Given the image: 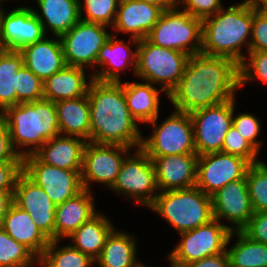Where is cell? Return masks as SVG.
<instances>
[{"instance_id":"1","label":"cell","mask_w":267,"mask_h":267,"mask_svg":"<svg viewBox=\"0 0 267 267\" xmlns=\"http://www.w3.org/2000/svg\"><path fill=\"white\" fill-rule=\"evenodd\" d=\"M239 65L228 57L203 53L189 57L177 86L168 95L175 111L192 113L235 98Z\"/></svg>"},{"instance_id":"2","label":"cell","mask_w":267,"mask_h":267,"mask_svg":"<svg viewBox=\"0 0 267 267\" xmlns=\"http://www.w3.org/2000/svg\"><path fill=\"white\" fill-rule=\"evenodd\" d=\"M87 97L90 106V142L141 148L143 136L138 122L127 107L122 82L92 80Z\"/></svg>"},{"instance_id":"3","label":"cell","mask_w":267,"mask_h":267,"mask_svg":"<svg viewBox=\"0 0 267 267\" xmlns=\"http://www.w3.org/2000/svg\"><path fill=\"white\" fill-rule=\"evenodd\" d=\"M252 24L253 6L237 3L225 10L223 7L202 20L201 53L228 57L239 65L247 59L241 49L246 44L249 52Z\"/></svg>"},{"instance_id":"4","label":"cell","mask_w":267,"mask_h":267,"mask_svg":"<svg viewBox=\"0 0 267 267\" xmlns=\"http://www.w3.org/2000/svg\"><path fill=\"white\" fill-rule=\"evenodd\" d=\"M0 115L9 130L11 146L21 159L34 154L48 140L60 135L56 107L52 101L42 99L19 103L6 108ZM18 146H29L30 150H17Z\"/></svg>"},{"instance_id":"5","label":"cell","mask_w":267,"mask_h":267,"mask_svg":"<svg viewBox=\"0 0 267 267\" xmlns=\"http://www.w3.org/2000/svg\"><path fill=\"white\" fill-rule=\"evenodd\" d=\"M149 208L165 218L179 233L214 219L211 196L197 186L159 192Z\"/></svg>"},{"instance_id":"6","label":"cell","mask_w":267,"mask_h":267,"mask_svg":"<svg viewBox=\"0 0 267 267\" xmlns=\"http://www.w3.org/2000/svg\"><path fill=\"white\" fill-rule=\"evenodd\" d=\"M189 55L176 49L161 47L139 40L137 46L136 76L153 83H161V89L168 96L184 74Z\"/></svg>"},{"instance_id":"7","label":"cell","mask_w":267,"mask_h":267,"mask_svg":"<svg viewBox=\"0 0 267 267\" xmlns=\"http://www.w3.org/2000/svg\"><path fill=\"white\" fill-rule=\"evenodd\" d=\"M177 7L163 11L145 39L189 56L199 54L202 49V19L184 10L180 11Z\"/></svg>"},{"instance_id":"8","label":"cell","mask_w":267,"mask_h":267,"mask_svg":"<svg viewBox=\"0 0 267 267\" xmlns=\"http://www.w3.org/2000/svg\"><path fill=\"white\" fill-rule=\"evenodd\" d=\"M158 118L148 123L154 125L153 134L149 138H142L141 149L149 157L197 154L189 113L174 110L161 125H157Z\"/></svg>"},{"instance_id":"9","label":"cell","mask_w":267,"mask_h":267,"mask_svg":"<svg viewBox=\"0 0 267 267\" xmlns=\"http://www.w3.org/2000/svg\"><path fill=\"white\" fill-rule=\"evenodd\" d=\"M232 236V226L213 219L193 230L180 233L181 241L168 254V259L187 266L205 257L224 253Z\"/></svg>"},{"instance_id":"10","label":"cell","mask_w":267,"mask_h":267,"mask_svg":"<svg viewBox=\"0 0 267 267\" xmlns=\"http://www.w3.org/2000/svg\"><path fill=\"white\" fill-rule=\"evenodd\" d=\"M122 162L112 190L130 197L138 204L150 207L158 195L153 160L141 149H135Z\"/></svg>"},{"instance_id":"11","label":"cell","mask_w":267,"mask_h":267,"mask_svg":"<svg viewBox=\"0 0 267 267\" xmlns=\"http://www.w3.org/2000/svg\"><path fill=\"white\" fill-rule=\"evenodd\" d=\"M198 156L222 152L225 136L232 126L233 99L190 113Z\"/></svg>"},{"instance_id":"12","label":"cell","mask_w":267,"mask_h":267,"mask_svg":"<svg viewBox=\"0 0 267 267\" xmlns=\"http://www.w3.org/2000/svg\"><path fill=\"white\" fill-rule=\"evenodd\" d=\"M22 171L45 191L56 206L83 190L81 171L47 165L34 154L22 159Z\"/></svg>"},{"instance_id":"13","label":"cell","mask_w":267,"mask_h":267,"mask_svg":"<svg viewBox=\"0 0 267 267\" xmlns=\"http://www.w3.org/2000/svg\"><path fill=\"white\" fill-rule=\"evenodd\" d=\"M108 26L80 20L60 36L66 65L84 68L93 65L100 49L111 35Z\"/></svg>"},{"instance_id":"14","label":"cell","mask_w":267,"mask_h":267,"mask_svg":"<svg viewBox=\"0 0 267 267\" xmlns=\"http://www.w3.org/2000/svg\"><path fill=\"white\" fill-rule=\"evenodd\" d=\"M130 147L87 142L83 151L81 182L90 190L91 182H101L111 190Z\"/></svg>"},{"instance_id":"15","label":"cell","mask_w":267,"mask_h":267,"mask_svg":"<svg viewBox=\"0 0 267 267\" xmlns=\"http://www.w3.org/2000/svg\"><path fill=\"white\" fill-rule=\"evenodd\" d=\"M249 165L243 158L224 152L198 156L196 186L211 196L229 182L243 179Z\"/></svg>"},{"instance_id":"16","label":"cell","mask_w":267,"mask_h":267,"mask_svg":"<svg viewBox=\"0 0 267 267\" xmlns=\"http://www.w3.org/2000/svg\"><path fill=\"white\" fill-rule=\"evenodd\" d=\"M13 202L29 213L38 229L54 240L56 205L45 191L21 171L14 184Z\"/></svg>"},{"instance_id":"17","label":"cell","mask_w":267,"mask_h":267,"mask_svg":"<svg viewBox=\"0 0 267 267\" xmlns=\"http://www.w3.org/2000/svg\"><path fill=\"white\" fill-rule=\"evenodd\" d=\"M211 200L214 219H227L233 224L232 231H241L254 214L246 177L229 182L212 194Z\"/></svg>"},{"instance_id":"18","label":"cell","mask_w":267,"mask_h":267,"mask_svg":"<svg viewBox=\"0 0 267 267\" xmlns=\"http://www.w3.org/2000/svg\"><path fill=\"white\" fill-rule=\"evenodd\" d=\"M46 34L33 9L21 6L3 14L1 49L20 51Z\"/></svg>"},{"instance_id":"19","label":"cell","mask_w":267,"mask_h":267,"mask_svg":"<svg viewBox=\"0 0 267 267\" xmlns=\"http://www.w3.org/2000/svg\"><path fill=\"white\" fill-rule=\"evenodd\" d=\"M153 160L159 192L196 186L197 154L150 157Z\"/></svg>"},{"instance_id":"20","label":"cell","mask_w":267,"mask_h":267,"mask_svg":"<svg viewBox=\"0 0 267 267\" xmlns=\"http://www.w3.org/2000/svg\"><path fill=\"white\" fill-rule=\"evenodd\" d=\"M130 40L135 44V51L123 40H118L116 36L114 37L113 35L109 36L100 49L96 60V65L98 67H103V69L98 73L96 72V74H90L93 80L120 83V71L128 69L129 66H133L132 70H134V74H136L137 46L139 40L133 37H131Z\"/></svg>"},{"instance_id":"21","label":"cell","mask_w":267,"mask_h":267,"mask_svg":"<svg viewBox=\"0 0 267 267\" xmlns=\"http://www.w3.org/2000/svg\"><path fill=\"white\" fill-rule=\"evenodd\" d=\"M163 10L138 0H119L113 29L127 32L138 40L145 39L155 26Z\"/></svg>"},{"instance_id":"22","label":"cell","mask_w":267,"mask_h":267,"mask_svg":"<svg viewBox=\"0 0 267 267\" xmlns=\"http://www.w3.org/2000/svg\"><path fill=\"white\" fill-rule=\"evenodd\" d=\"M83 189L64 203L57 205L55 210L54 240L68 238L82 224L94 217L98 212L94 207L93 194Z\"/></svg>"},{"instance_id":"23","label":"cell","mask_w":267,"mask_h":267,"mask_svg":"<svg viewBox=\"0 0 267 267\" xmlns=\"http://www.w3.org/2000/svg\"><path fill=\"white\" fill-rule=\"evenodd\" d=\"M86 143V140L79 137L60 134L48 140L34 155L47 165L82 172Z\"/></svg>"},{"instance_id":"24","label":"cell","mask_w":267,"mask_h":267,"mask_svg":"<svg viewBox=\"0 0 267 267\" xmlns=\"http://www.w3.org/2000/svg\"><path fill=\"white\" fill-rule=\"evenodd\" d=\"M1 227L14 240L28 248L38 259L43 256L50 242L38 229L29 213L14 202L11 203L3 217Z\"/></svg>"},{"instance_id":"25","label":"cell","mask_w":267,"mask_h":267,"mask_svg":"<svg viewBox=\"0 0 267 267\" xmlns=\"http://www.w3.org/2000/svg\"><path fill=\"white\" fill-rule=\"evenodd\" d=\"M56 38L44 37L20 50L24 65L43 82L66 65L60 37Z\"/></svg>"},{"instance_id":"26","label":"cell","mask_w":267,"mask_h":267,"mask_svg":"<svg viewBox=\"0 0 267 267\" xmlns=\"http://www.w3.org/2000/svg\"><path fill=\"white\" fill-rule=\"evenodd\" d=\"M86 79L84 68L65 65L43 82L44 99L56 103L86 96L93 77Z\"/></svg>"},{"instance_id":"27","label":"cell","mask_w":267,"mask_h":267,"mask_svg":"<svg viewBox=\"0 0 267 267\" xmlns=\"http://www.w3.org/2000/svg\"><path fill=\"white\" fill-rule=\"evenodd\" d=\"M60 134L91 139L90 106L87 95L55 103Z\"/></svg>"},{"instance_id":"28","label":"cell","mask_w":267,"mask_h":267,"mask_svg":"<svg viewBox=\"0 0 267 267\" xmlns=\"http://www.w3.org/2000/svg\"><path fill=\"white\" fill-rule=\"evenodd\" d=\"M36 2L42 14L34 9L33 12L42 23L45 33L50 29L54 36L60 37L80 21L79 0H36Z\"/></svg>"},{"instance_id":"29","label":"cell","mask_w":267,"mask_h":267,"mask_svg":"<svg viewBox=\"0 0 267 267\" xmlns=\"http://www.w3.org/2000/svg\"><path fill=\"white\" fill-rule=\"evenodd\" d=\"M124 96L130 114L135 120L149 123L159 116V90L153 84L128 81L123 83Z\"/></svg>"},{"instance_id":"30","label":"cell","mask_w":267,"mask_h":267,"mask_svg":"<svg viewBox=\"0 0 267 267\" xmlns=\"http://www.w3.org/2000/svg\"><path fill=\"white\" fill-rule=\"evenodd\" d=\"M114 229L110 219L108 220L101 213H97L90 220L82 224L67 239L71 238L73 241L72 247L96 260L101 254L107 237Z\"/></svg>"},{"instance_id":"31","label":"cell","mask_w":267,"mask_h":267,"mask_svg":"<svg viewBox=\"0 0 267 267\" xmlns=\"http://www.w3.org/2000/svg\"><path fill=\"white\" fill-rule=\"evenodd\" d=\"M136 244L131 234L114 229L95 262L100 267H138L141 263L136 261Z\"/></svg>"},{"instance_id":"32","label":"cell","mask_w":267,"mask_h":267,"mask_svg":"<svg viewBox=\"0 0 267 267\" xmlns=\"http://www.w3.org/2000/svg\"><path fill=\"white\" fill-rule=\"evenodd\" d=\"M24 66L20 51L0 49V114L16 105L17 71Z\"/></svg>"},{"instance_id":"33","label":"cell","mask_w":267,"mask_h":267,"mask_svg":"<svg viewBox=\"0 0 267 267\" xmlns=\"http://www.w3.org/2000/svg\"><path fill=\"white\" fill-rule=\"evenodd\" d=\"M236 244L226 249L230 267H267V244L256 242L242 231H233Z\"/></svg>"},{"instance_id":"34","label":"cell","mask_w":267,"mask_h":267,"mask_svg":"<svg viewBox=\"0 0 267 267\" xmlns=\"http://www.w3.org/2000/svg\"><path fill=\"white\" fill-rule=\"evenodd\" d=\"M57 243L58 240H50L43 256L39 259L38 264H40V266L90 267L95 264V260L72 247L70 244L65 247H58Z\"/></svg>"},{"instance_id":"35","label":"cell","mask_w":267,"mask_h":267,"mask_svg":"<svg viewBox=\"0 0 267 267\" xmlns=\"http://www.w3.org/2000/svg\"><path fill=\"white\" fill-rule=\"evenodd\" d=\"M34 261L39 259L0 226V267H31Z\"/></svg>"},{"instance_id":"36","label":"cell","mask_w":267,"mask_h":267,"mask_svg":"<svg viewBox=\"0 0 267 267\" xmlns=\"http://www.w3.org/2000/svg\"><path fill=\"white\" fill-rule=\"evenodd\" d=\"M246 183L254 212L267 209V163L250 164L246 171Z\"/></svg>"},{"instance_id":"37","label":"cell","mask_w":267,"mask_h":267,"mask_svg":"<svg viewBox=\"0 0 267 267\" xmlns=\"http://www.w3.org/2000/svg\"><path fill=\"white\" fill-rule=\"evenodd\" d=\"M79 0L80 20L98 23L105 26H113L118 9L119 0ZM83 8L86 17H82Z\"/></svg>"},{"instance_id":"38","label":"cell","mask_w":267,"mask_h":267,"mask_svg":"<svg viewBox=\"0 0 267 267\" xmlns=\"http://www.w3.org/2000/svg\"><path fill=\"white\" fill-rule=\"evenodd\" d=\"M44 99V84L25 65L17 71L16 105Z\"/></svg>"},{"instance_id":"39","label":"cell","mask_w":267,"mask_h":267,"mask_svg":"<svg viewBox=\"0 0 267 267\" xmlns=\"http://www.w3.org/2000/svg\"><path fill=\"white\" fill-rule=\"evenodd\" d=\"M248 58L239 64V88L254 78L267 84V51H249Z\"/></svg>"},{"instance_id":"40","label":"cell","mask_w":267,"mask_h":267,"mask_svg":"<svg viewBox=\"0 0 267 267\" xmlns=\"http://www.w3.org/2000/svg\"><path fill=\"white\" fill-rule=\"evenodd\" d=\"M222 152L243 158L249 164L260 162L259 151L231 126L225 136Z\"/></svg>"},{"instance_id":"41","label":"cell","mask_w":267,"mask_h":267,"mask_svg":"<svg viewBox=\"0 0 267 267\" xmlns=\"http://www.w3.org/2000/svg\"><path fill=\"white\" fill-rule=\"evenodd\" d=\"M235 98H233V118L232 126L239 132V134L251 143L258 151H260L261 142L256 140L260 132V122L254 115L249 113H242L234 116Z\"/></svg>"},{"instance_id":"42","label":"cell","mask_w":267,"mask_h":267,"mask_svg":"<svg viewBox=\"0 0 267 267\" xmlns=\"http://www.w3.org/2000/svg\"><path fill=\"white\" fill-rule=\"evenodd\" d=\"M221 2L222 0H177V5L181 4L184 11L203 20L222 9Z\"/></svg>"},{"instance_id":"43","label":"cell","mask_w":267,"mask_h":267,"mask_svg":"<svg viewBox=\"0 0 267 267\" xmlns=\"http://www.w3.org/2000/svg\"><path fill=\"white\" fill-rule=\"evenodd\" d=\"M249 51H267V15L259 13L254 8Z\"/></svg>"},{"instance_id":"44","label":"cell","mask_w":267,"mask_h":267,"mask_svg":"<svg viewBox=\"0 0 267 267\" xmlns=\"http://www.w3.org/2000/svg\"><path fill=\"white\" fill-rule=\"evenodd\" d=\"M241 231L250 239L267 244V209L254 212L250 221Z\"/></svg>"},{"instance_id":"45","label":"cell","mask_w":267,"mask_h":267,"mask_svg":"<svg viewBox=\"0 0 267 267\" xmlns=\"http://www.w3.org/2000/svg\"><path fill=\"white\" fill-rule=\"evenodd\" d=\"M0 162H22L13 150L10 134L4 118L0 115Z\"/></svg>"},{"instance_id":"46","label":"cell","mask_w":267,"mask_h":267,"mask_svg":"<svg viewBox=\"0 0 267 267\" xmlns=\"http://www.w3.org/2000/svg\"><path fill=\"white\" fill-rule=\"evenodd\" d=\"M22 171V162H0V190H14L18 174Z\"/></svg>"},{"instance_id":"47","label":"cell","mask_w":267,"mask_h":267,"mask_svg":"<svg viewBox=\"0 0 267 267\" xmlns=\"http://www.w3.org/2000/svg\"><path fill=\"white\" fill-rule=\"evenodd\" d=\"M187 267H230V263L228 254L225 251L224 253H219L194 261L187 265Z\"/></svg>"},{"instance_id":"48","label":"cell","mask_w":267,"mask_h":267,"mask_svg":"<svg viewBox=\"0 0 267 267\" xmlns=\"http://www.w3.org/2000/svg\"><path fill=\"white\" fill-rule=\"evenodd\" d=\"M14 190H0V226L9 206L13 202Z\"/></svg>"},{"instance_id":"49","label":"cell","mask_w":267,"mask_h":267,"mask_svg":"<svg viewBox=\"0 0 267 267\" xmlns=\"http://www.w3.org/2000/svg\"><path fill=\"white\" fill-rule=\"evenodd\" d=\"M138 1H143L151 5H156L160 7L163 11L177 6V0H138Z\"/></svg>"},{"instance_id":"50","label":"cell","mask_w":267,"mask_h":267,"mask_svg":"<svg viewBox=\"0 0 267 267\" xmlns=\"http://www.w3.org/2000/svg\"><path fill=\"white\" fill-rule=\"evenodd\" d=\"M254 10L261 14L267 15V0H258L253 6Z\"/></svg>"},{"instance_id":"51","label":"cell","mask_w":267,"mask_h":267,"mask_svg":"<svg viewBox=\"0 0 267 267\" xmlns=\"http://www.w3.org/2000/svg\"><path fill=\"white\" fill-rule=\"evenodd\" d=\"M1 4H0V49H1V34H2V19H3V14L4 11L1 8Z\"/></svg>"},{"instance_id":"52","label":"cell","mask_w":267,"mask_h":267,"mask_svg":"<svg viewBox=\"0 0 267 267\" xmlns=\"http://www.w3.org/2000/svg\"><path fill=\"white\" fill-rule=\"evenodd\" d=\"M258 0H244L242 2V4H246V5H249V6H254L255 3H257Z\"/></svg>"},{"instance_id":"53","label":"cell","mask_w":267,"mask_h":267,"mask_svg":"<svg viewBox=\"0 0 267 267\" xmlns=\"http://www.w3.org/2000/svg\"><path fill=\"white\" fill-rule=\"evenodd\" d=\"M169 261L171 262V266L170 267H187L186 265H180V264H177L175 262H173L172 260L169 259Z\"/></svg>"},{"instance_id":"54","label":"cell","mask_w":267,"mask_h":267,"mask_svg":"<svg viewBox=\"0 0 267 267\" xmlns=\"http://www.w3.org/2000/svg\"><path fill=\"white\" fill-rule=\"evenodd\" d=\"M138 267H146L145 264H140Z\"/></svg>"}]
</instances>
